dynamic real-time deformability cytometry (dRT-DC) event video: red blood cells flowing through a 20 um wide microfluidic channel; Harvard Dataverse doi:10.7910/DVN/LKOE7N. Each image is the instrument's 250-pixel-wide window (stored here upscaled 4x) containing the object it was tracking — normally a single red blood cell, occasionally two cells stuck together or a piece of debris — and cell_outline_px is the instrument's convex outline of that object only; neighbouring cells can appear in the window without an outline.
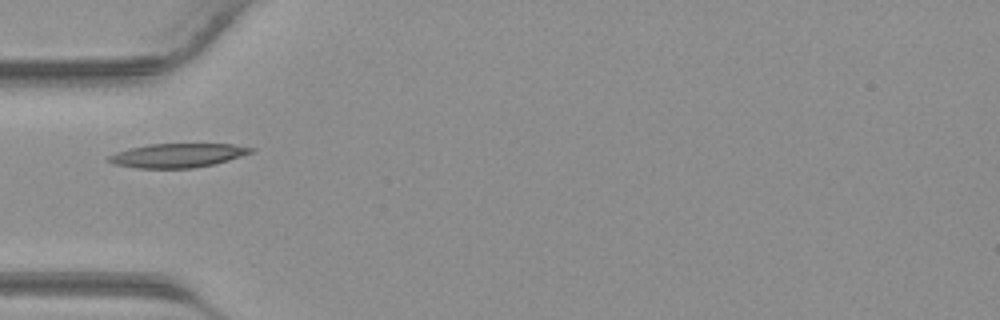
{"species": "common noctule bat (a hibernating species)", "species_latin": "Nyctalus noctula", "temperature_condition": "warm", "stored_images_in_passage": 29, "camera_frame_rate_fps": 3000, "um_per_image_px": 0.085, "animal": {"sex": "male", "body_mass_g": 23.1, "forearm_length_mm": 52.7}, "frame": {"image": 1, "passage_image": 1, "time_ms": 0.0, "image_size_px": [1000, 320], "cell_outline_px": [[256, 148], [252, 152], [228, 160], [212, 164], [192, 168], [136, 168], [112, 164], [104, 160], [108, 156], [116, 152], [148, 144], [232, 144]], "centroid_in_image_um": [15.04, 13.21], "position_along_channel_um": 70.0, "area_um2": 19.83}}
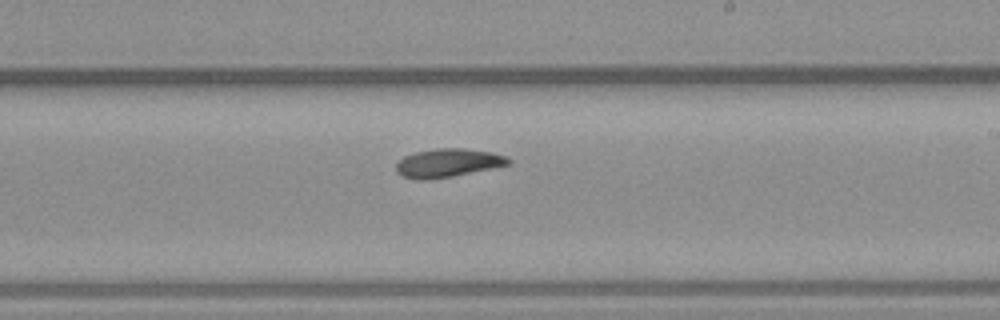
{"frame": {"image": 2, "passage_image": 12, "time_ms": 3.667, "image_size_px": [1000, 320], "cell_outline_px": [[512, 164], [496, 168], [452, 176], [428, 180], [416, 180], [400, 176], [396, 172], [396, 164], [404, 156], [416, 152], [436, 148], [464, 148], [492, 152], [508, 156], [512, 160]], "centroid_in_image_um": [38.11, 13.85], "position_along_channel_um": 250.9, "area_um2": 19.02}}
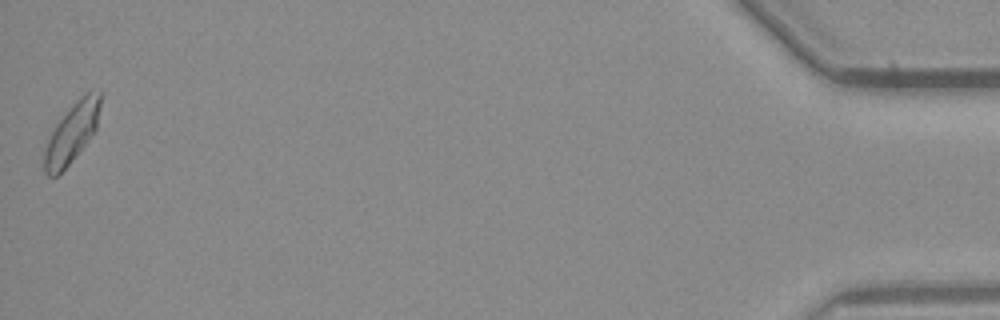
{"frame": {"image": 3, "passage_image": 29, "time_ms": 9.333, "image_size_px": [1000, 320], "cell_outline_px": [[100, 104], [96, 128], [84, 144], [68, 164], [56, 176], [48, 176], [44, 172], [44, 148], [56, 124], [72, 104], [84, 92], [100, 88]], "centroid_in_image_um": [6.1, 11.24], "position_along_channel_um": 429.1, "area_um2": 19.02}}